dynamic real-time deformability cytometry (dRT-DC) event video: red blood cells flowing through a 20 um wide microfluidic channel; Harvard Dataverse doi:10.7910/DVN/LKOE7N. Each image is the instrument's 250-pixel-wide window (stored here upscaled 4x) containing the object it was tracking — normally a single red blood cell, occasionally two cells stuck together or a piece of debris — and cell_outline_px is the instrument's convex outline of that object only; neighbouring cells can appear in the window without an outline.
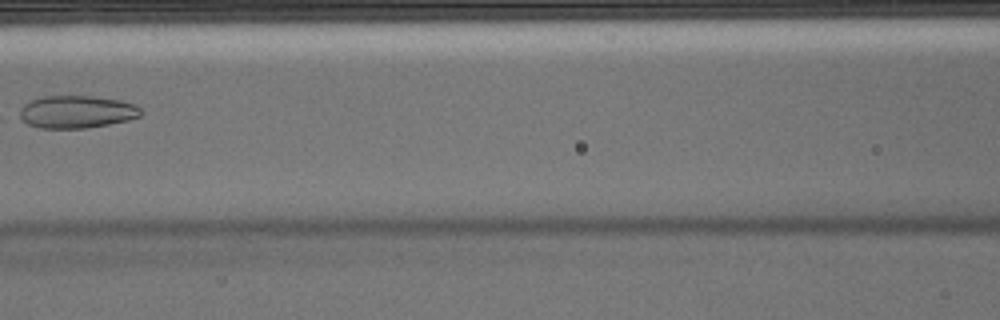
{"species": "Egyptian fruit bat (a non-hibernating species)", "species_latin": "Rousettus aegyptiacus", "temperature_condition": "warm", "stored_images_in_passage": 5, "camera_frame_rate_fps": 3000, "um_per_image_px": 0.085, "animal": {"sex": "male"}, "frame": {"image": 1, "passage_image": 5, "time_ms": 1.333, "image_size_px": [1000, 320], "cell_outline_px": [[140, 116], [128, 120], [88, 128], [40, 128], [28, 124], [16, 116], [20, 108], [24, 104], [32, 100], [44, 96], [92, 96], [120, 100], [136, 104], [140, 108]], "centroid_in_image_um": [6.48, 9.51], "position_along_channel_um": 160.1, "area_um2": 23.12}}